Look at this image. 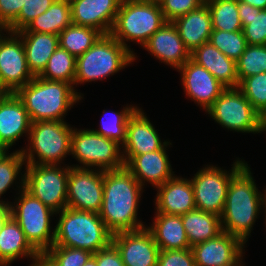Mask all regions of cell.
Instances as JSON below:
<instances>
[{
  "label": "cell",
  "instance_id": "obj_1",
  "mask_svg": "<svg viewBox=\"0 0 266 266\" xmlns=\"http://www.w3.org/2000/svg\"><path fill=\"white\" fill-rule=\"evenodd\" d=\"M143 188L125 166L103 171V200L99 216L112 234L146 227L137 218Z\"/></svg>",
  "mask_w": 266,
  "mask_h": 266
},
{
  "label": "cell",
  "instance_id": "obj_2",
  "mask_svg": "<svg viewBox=\"0 0 266 266\" xmlns=\"http://www.w3.org/2000/svg\"><path fill=\"white\" fill-rule=\"evenodd\" d=\"M261 193L250 167L245 163L230 180L224 210L220 216L222 231L246 244L259 212L264 208V193Z\"/></svg>",
  "mask_w": 266,
  "mask_h": 266
},
{
  "label": "cell",
  "instance_id": "obj_3",
  "mask_svg": "<svg viewBox=\"0 0 266 266\" xmlns=\"http://www.w3.org/2000/svg\"><path fill=\"white\" fill-rule=\"evenodd\" d=\"M16 95L23 102L31 122L64 118L74 104L82 100L81 93L68 82L52 81L35 76ZM65 115V116H64Z\"/></svg>",
  "mask_w": 266,
  "mask_h": 266
},
{
  "label": "cell",
  "instance_id": "obj_4",
  "mask_svg": "<svg viewBox=\"0 0 266 266\" xmlns=\"http://www.w3.org/2000/svg\"><path fill=\"white\" fill-rule=\"evenodd\" d=\"M57 214L59 220L54 226L52 246L83 249L94 254L112 242L113 234L107 229L99 213L66 207L55 215Z\"/></svg>",
  "mask_w": 266,
  "mask_h": 266
},
{
  "label": "cell",
  "instance_id": "obj_5",
  "mask_svg": "<svg viewBox=\"0 0 266 266\" xmlns=\"http://www.w3.org/2000/svg\"><path fill=\"white\" fill-rule=\"evenodd\" d=\"M165 22L158 2L122 0L110 34L136 58L127 42L136 41L143 47Z\"/></svg>",
  "mask_w": 266,
  "mask_h": 266
},
{
  "label": "cell",
  "instance_id": "obj_6",
  "mask_svg": "<svg viewBox=\"0 0 266 266\" xmlns=\"http://www.w3.org/2000/svg\"><path fill=\"white\" fill-rule=\"evenodd\" d=\"M135 61V56L111 34L102 35L84 54L76 57L74 85L102 80Z\"/></svg>",
  "mask_w": 266,
  "mask_h": 266
},
{
  "label": "cell",
  "instance_id": "obj_7",
  "mask_svg": "<svg viewBox=\"0 0 266 266\" xmlns=\"http://www.w3.org/2000/svg\"><path fill=\"white\" fill-rule=\"evenodd\" d=\"M72 131L73 127L66 121L33 122L29 131V146L20 149L25 163L60 166L66 155H70Z\"/></svg>",
  "mask_w": 266,
  "mask_h": 266
},
{
  "label": "cell",
  "instance_id": "obj_8",
  "mask_svg": "<svg viewBox=\"0 0 266 266\" xmlns=\"http://www.w3.org/2000/svg\"><path fill=\"white\" fill-rule=\"evenodd\" d=\"M19 184L18 194H21L15 198L14 204H10V215L19 224L29 243L38 252H46L54 244L55 230H51L50 217L56 212L27 192L24 181Z\"/></svg>",
  "mask_w": 266,
  "mask_h": 266
},
{
  "label": "cell",
  "instance_id": "obj_9",
  "mask_svg": "<svg viewBox=\"0 0 266 266\" xmlns=\"http://www.w3.org/2000/svg\"><path fill=\"white\" fill-rule=\"evenodd\" d=\"M121 145L96 133L92 129L74 128L71 135L70 155L79 165L77 168L99 169L103 171L120 169L125 166ZM83 165V166H82Z\"/></svg>",
  "mask_w": 266,
  "mask_h": 266
},
{
  "label": "cell",
  "instance_id": "obj_10",
  "mask_svg": "<svg viewBox=\"0 0 266 266\" xmlns=\"http://www.w3.org/2000/svg\"><path fill=\"white\" fill-rule=\"evenodd\" d=\"M206 113L230 131L254 134L264 132L262 116L238 88H226Z\"/></svg>",
  "mask_w": 266,
  "mask_h": 266
},
{
  "label": "cell",
  "instance_id": "obj_11",
  "mask_svg": "<svg viewBox=\"0 0 266 266\" xmlns=\"http://www.w3.org/2000/svg\"><path fill=\"white\" fill-rule=\"evenodd\" d=\"M24 189L53 211L67 207L69 166L26 164Z\"/></svg>",
  "mask_w": 266,
  "mask_h": 266
},
{
  "label": "cell",
  "instance_id": "obj_12",
  "mask_svg": "<svg viewBox=\"0 0 266 266\" xmlns=\"http://www.w3.org/2000/svg\"><path fill=\"white\" fill-rule=\"evenodd\" d=\"M244 164L245 161L238 158L233 163L231 172L213 165H207L198 170L190 179L193 185L196 209L221 216L230 180Z\"/></svg>",
  "mask_w": 266,
  "mask_h": 266
},
{
  "label": "cell",
  "instance_id": "obj_13",
  "mask_svg": "<svg viewBox=\"0 0 266 266\" xmlns=\"http://www.w3.org/2000/svg\"><path fill=\"white\" fill-rule=\"evenodd\" d=\"M103 200V170L69 166L67 207L99 213Z\"/></svg>",
  "mask_w": 266,
  "mask_h": 266
},
{
  "label": "cell",
  "instance_id": "obj_14",
  "mask_svg": "<svg viewBox=\"0 0 266 266\" xmlns=\"http://www.w3.org/2000/svg\"><path fill=\"white\" fill-rule=\"evenodd\" d=\"M7 36L0 39V84L9 93H16L35 76L28 68L21 37L9 31Z\"/></svg>",
  "mask_w": 266,
  "mask_h": 266
},
{
  "label": "cell",
  "instance_id": "obj_15",
  "mask_svg": "<svg viewBox=\"0 0 266 266\" xmlns=\"http://www.w3.org/2000/svg\"><path fill=\"white\" fill-rule=\"evenodd\" d=\"M244 243L222 231L219 235L191 247L196 266H240Z\"/></svg>",
  "mask_w": 266,
  "mask_h": 266
},
{
  "label": "cell",
  "instance_id": "obj_16",
  "mask_svg": "<svg viewBox=\"0 0 266 266\" xmlns=\"http://www.w3.org/2000/svg\"><path fill=\"white\" fill-rule=\"evenodd\" d=\"M112 243L125 266H157L160 249L146 227L113 234Z\"/></svg>",
  "mask_w": 266,
  "mask_h": 266
},
{
  "label": "cell",
  "instance_id": "obj_17",
  "mask_svg": "<svg viewBox=\"0 0 266 266\" xmlns=\"http://www.w3.org/2000/svg\"><path fill=\"white\" fill-rule=\"evenodd\" d=\"M185 94L205 112L226 89L209 71L189 59L178 70Z\"/></svg>",
  "mask_w": 266,
  "mask_h": 266
},
{
  "label": "cell",
  "instance_id": "obj_18",
  "mask_svg": "<svg viewBox=\"0 0 266 266\" xmlns=\"http://www.w3.org/2000/svg\"><path fill=\"white\" fill-rule=\"evenodd\" d=\"M168 141L162 142L157 130L141 108H137L127 123L126 141L122 145L123 162L133 156L162 149ZM124 148V149H123Z\"/></svg>",
  "mask_w": 266,
  "mask_h": 266
},
{
  "label": "cell",
  "instance_id": "obj_19",
  "mask_svg": "<svg viewBox=\"0 0 266 266\" xmlns=\"http://www.w3.org/2000/svg\"><path fill=\"white\" fill-rule=\"evenodd\" d=\"M122 0H70L72 22L110 34Z\"/></svg>",
  "mask_w": 266,
  "mask_h": 266
},
{
  "label": "cell",
  "instance_id": "obj_20",
  "mask_svg": "<svg viewBox=\"0 0 266 266\" xmlns=\"http://www.w3.org/2000/svg\"><path fill=\"white\" fill-rule=\"evenodd\" d=\"M151 55L166 65L179 69L191 58V52L180 38L175 24L166 21L143 46Z\"/></svg>",
  "mask_w": 266,
  "mask_h": 266
},
{
  "label": "cell",
  "instance_id": "obj_21",
  "mask_svg": "<svg viewBox=\"0 0 266 266\" xmlns=\"http://www.w3.org/2000/svg\"><path fill=\"white\" fill-rule=\"evenodd\" d=\"M155 213L182 216L196 209L193 185L190 179L173 176L157 187Z\"/></svg>",
  "mask_w": 266,
  "mask_h": 266
},
{
  "label": "cell",
  "instance_id": "obj_22",
  "mask_svg": "<svg viewBox=\"0 0 266 266\" xmlns=\"http://www.w3.org/2000/svg\"><path fill=\"white\" fill-rule=\"evenodd\" d=\"M168 145H172L170 141L162 149L135 155L125 164L142 187L148 182L157 188L175 175L166 152Z\"/></svg>",
  "mask_w": 266,
  "mask_h": 266
},
{
  "label": "cell",
  "instance_id": "obj_23",
  "mask_svg": "<svg viewBox=\"0 0 266 266\" xmlns=\"http://www.w3.org/2000/svg\"><path fill=\"white\" fill-rule=\"evenodd\" d=\"M31 124L21 99L16 93H9L0 103V145L8 151L23 134L29 137Z\"/></svg>",
  "mask_w": 266,
  "mask_h": 266
},
{
  "label": "cell",
  "instance_id": "obj_24",
  "mask_svg": "<svg viewBox=\"0 0 266 266\" xmlns=\"http://www.w3.org/2000/svg\"><path fill=\"white\" fill-rule=\"evenodd\" d=\"M190 59L209 71L226 88H238L236 61L224 55L210 41L195 48Z\"/></svg>",
  "mask_w": 266,
  "mask_h": 266
},
{
  "label": "cell",
  "instance_id": "obj_25",
  "mask_svg": "<svg viewBox=\"0 0 266 266\" xmlns=\"http://www.w3.org/2000/svg\"><path fill=\"white\" fill-rule=\"evenodd\" d=\"M173 23L190 52L210 39L212 32L211 13L206 2L197 9L176 18Z\"/></svg>",
  "mask_w": 266,
  "mask_h": 266
},
{
  "label": "cell",
  "instance_id": "obj_26",
  "mask_svg": "<svg viewBox=\"0 0 266 266\" xmlns=\"http://www.w3.org/2000/svg\"><path fill=\"white\" fill-rule=\"evenodd\" d=\"M38 253L27 240L19 224L10 215L0 230V266H9L22 257L33 259Z\"/></svg>",
  "mask_w": 266,
  "mask_h": 266
},
{
  "label": "cell",
  "instance_id": "obj_27",
  "mask_svg": "<svg viewBox=\"0 0 266 266\" xmlns=\"http://www.w3.org/2000/svg\"><path fill=\"white\" fill-rule=\"evenodd\" d=\"M160 250L191 248L181 216L156 213L151 226L146 225Z\"/></svg>",
  "mask_w": 266,
  "mask_h": 266
},
{
  "label": "cell",
  "instance_id": "obj_28",
  "mask_svg": "<svg viewBox=\"0 0 266 266\" xmlns=\"http://www.w3.org/2000/svg\"><path fill=\"white\" fill-rule=\"evenodd\" d=\"M22 39L29 70L38 76L59 46V35L39 32H16Z\"/></svg>",
  "mask_w": 266,
  "mask_h": 266
},
{
  "label": "cell",
  "instance_id": "obj_29",
  "mask_svg": "<svg viewBox=\"0 0 266 266\" xmlns=\"http://www.w3.org/2000/svg\"><path fill=\"white\" fill-rule=\"evenodd\" d=\"M181 218L191 247L222 232L220 216L214 213L195 209L182 215Z\"/></svg>",
  "mask_w": 266,
  "mask_h": 266
},
{
  "label": "cell",
  "instance_id": "obj_30",
  "mask_svg": "<svg viewBox=\"0 0 266 266\" xmlns=\"http://www.w3.org/2000/svg\"><path fill=\"white\" fill-rule=\"evenodd\" d=\"M70 0H55L50 8L32 20L26 28L18 32H39L59 35L72 25Z\"/></svg>",
  "mask_w": 266,
  "mask_h": 266
},
{
  "label": "cell",
  "instance_id": "obj_31",
  "mask_svg": "<svg viewBox=\"0 0 266 266\" xmlns=\"http://www.w3.org/2000/svg\"><path fill=\"white\" fill-rule=\"evenodd\" d=\"M102 35L92 27L72 24L59 34V46L78 57L91 48Z\"/></svg>",
  "mask_w": 266,
  "mask_h": 266
},
{
  "label": "cell",
  "instance_id": "obj_32",
  "mask_svg": "<svg viewBox=\"0 0 266 266\" xmlns=\"http://www.w3.org/2000/svg\"><path fill=\"white\" fill-rule=\"evenodd\" d=\"M211 13L212 30L240 31L238 0H205Z\"/></svg>",
  "mask_w": 266,
  "mask_h": 266
},
{
  "label": "cell",
  "instance_id": "obj_33",
  "mask_svg": "<svg viewBox=\"0 0 266 266\" xmlns=\"http://www.w3.org/2000/svg\"><path fill=\"white\" fill-rule=\"evenodd\" d=\"M75 73L76 57L58 46L38 76L46 80L68 82L74 86Z\"/></svg>",
  "mask_w": 266,
  "mask_h": 266
},
{
  "label": "cell",
  "instance_id": "obj_34",
  "mask_svg": "<svg viewBox=\"0 0 266 266\" xmlns=\"http://www.w3.org/2000/svg\"><path fill=\"white\" fill-rule=\"evenodd\" d=\"M137 108L138 106L128 105L126 107H123V110H121L120 112L112 111L111 113L104 110L103 113L106 116L107 114L110 115H108L106 118L103 117L101 119V124L98 130H92L100 134L101 136L116 141L122 146L126 141L127 123L129 117L134 113Z\"/></svg>",
  "mask_w": 266,
  "mask_h": 266
},
{
  "label": "cell",
  "instance_id": "obj_35",
  "mask_svg": "<svg viewBox=\"0 0 266 266\" xmlns=\"http://www.w3.org/2000/svg\"><path fill=\"white\" fill-rule=\"evenodd\" d=\"M23 165H26V163L21 150H15L13 153L6 151L0 157V198L14 184V181L16 183L18 176L19 181H24V174L21 173ZM20 174L22 175L21 177ZM0 203L10 206L13 202H6L0 199Z\"/></svg>",
  "mask_w": 266,
  "mask_h": 266
},
{
  "label": "cell",
  "instance_id": "obj_36",
  "mask_svg": "<svg viewBox=\"0 0 266 266\" xmlns=\"http://www.w3.org/2000/svg\"><path fill=\"white\" fill-rule=\"evenodd\" d=\"M236 66L239 83L244 78L266 72V45H247Z\"/></svg>",
  "mask_w": 266,
  "mask_h": 266
},
{
  "label": "cell",
  "instance_id": "obj_37",
  "mask_svg": "<svg viewBox=\"0 0 266 266\" xmlns=\"http://www.w3.org/2000/svg\"><path fill=\"white\" fill-rule=\"evenodd\" d=\"M209 41L224 55L235 61L240 58L248 45L242 30L233 32L212 30Z\"/></svg>",
  "mask_w": 266,
  "mask_h": 266
},
{
  "label": "cell",
  "instance_id": "obj_38",
  "mask_svg": "<svg viewBox=\"0 0 266 266\" xmlns=\"http://www.w3.org/2000/svg\"><path fill=\"white\" fill-rule=\"evenodd\" d=\"M238 89L260 115L266 111V72L244 78Z\"/></svg>",
  "mask_w": 266,
  "mask_h": 266
},
{
  "label": "cell",
  "instance_id": "obj_39",
  "mask_svg": "<svg viewBox=\"0 0 266 266\" xmlns=\"http://www.w3.org/2000/svg\"><path fill=\"white\" fill-rule=\"evenodd\" d=\"M241 23L248 45H266V9L253 7V16Z\"/></svg>",
  "mask_w": 266,
  "mask_h": 266
},
{
  "label": "cell",
  "instance_id": "obj_40",
  "mask_svg": "<svg viewBox=\"0 0 266 266\" xmlns=\"http://www.w3.org/2000/svg\"><path fill=\"white\" fill-rule=\"evenodd\" d=\"M55 0H25L17 18L7 27L9 32H18L50 8Z\"/></svg>",
  "mask_w": 266,
  "mask_h": 266
},
{
  "label": "cell",
  "instance_id": "obj_41",
  "mask_svg": "<svg viewBox=\"0 0 266 266\" xmlns=\"http://www.w3.org/2000/svg\"><path fill=\"white\" fill-rule=\"evenodd\" d=\"M46 253L58 266H83L93 255L87 250L65 246H51Z\"/></svg>",
  "mask_w": 266,
  "mask_h": 266
},
{
  "label": "cell",
  "instance_id": "obj_42",
  "mask_svg": "<svg viewBox=\"0 0 266 266\" xmlns=\"http://www.w3.org/2000/svg\"><path fill=\"white\" fill-rule=\"evenodd\" d=\"M158 3L165 20L173 22L176 18L200 7L205 0H160Z\"/></svg>",
  "mask_w": 266,
  "mask_h": 266
},
{
  "label": "cell",
  "instance_id": "obj_43",
  "mask_svg": "<svg viewBox=\"0 0 266 266\" xmlns=\"http://www.w3.org/2000/svg\"><path fill=\"white\" fill-rule=\"evenodd\" d=\"M157 266H196L191 248L183 250H160Z\"/></svg>",
  "mask_w": 266,
  "mask_h": 266
},
{
  "label": "cell",
  "instance_id": "obj_44",
  "mask_svg": "<svg viewBox=\"0 0 266 266\" xmlns=\"http://www.w3.org/2000/svg\"><path fill=\"white\" fill-rule=\"evenodd\" d=\"M98 266H125L116 246L111 242L107 247L94 253Z\"/></svg>",
  "mask_w": 266,
  "mask_h": 266
},
{
  "label": "cell",
  "instance_id": "obj_45",
  "mask_svg": "<svg viewBox=\"0 0 266 266\" xmlns=\"http://www.w3.org/2000/svg\"><path fill=\"white\" fill-rule=\"evenodd\" d=\"M25 0H0V22L8 27L19 15Z\"/></svg>",
  "mask_w": 266,
  "mask_h": 266
},
{
  "label": "cell",
  "instance_id": "obj_46",
  "mask_svg": "<svg viewBox=\"0 0 266 266\" xmlns=\"http://www.w3.org/2000/svg\"><path fill=\"white\" fill-rule=\"evenodd\" d=\"M32 261L30 266H58L46 252H39Z\"/></svg>",
  "mask_w": 266,
  "mask_h": 266
},
{
  "label": "cell",
  "instance_id": "obj_47",
  "mask_svg": "<svg viewBox=\"0 0 266 266\" xmlns=\"http://www.w3.org/2000/svg\"><path fill=\"white\" fill-rule=\"evenodd\" d=\"M238 14L241 22L250 19L253 16V6L238 1Z\"/></svg>",
  "mask_w": 266,
  "mask_h": 266
},
{
  "label": "cell",
  "instance_id": "obj_48",
  "mask_svg": "<svg viewBox=\"0 0 266 266\" xmlns=\"http://www.w3.org/2000/svg\"><path fill=\"white\" fill-rule=\"evenodd\" d=\"M10 216V206L5 203H0V230L5 220Z\"/></svg>",
  "mask_w": 266,
  "mask_h": 266
},
{
  "label": "cell",
  "instance_id": "obj_49",
  "mask_svg": "<svg viewBox=\"0 0 266 266\" xmlns=\"http://www.w3.org/2000/svg\"><path fill=\"white\" fill-rule=\"evenodd\" d=\"M255 8L266 9V0H238Z\"/></svg>",
  "mask_w": 266,
  "mask_h": 266
},
{
  "label": "cell",
  "instance_id": "obj_50",
  "mask_svg": "<svg viewBox=\"0 0 266 266\" xmlns=\"http://www.w3.org/2000/svg\"><path fill=\"white\" fill-rule=\"evenodd\" d=\"M9 92L0 84V103L6 98Z\"/></svg>",
  "mask_w": 266,
  "mask_h": 266
},
{
  "label": "cell",
  "instance_id": "obj_51",
  "mask_svg": "<svg viewBox=\"0 0 266 266\" xmlns=\"http://www.w3.org/2000/svg\"><path fill=\"white\" fill-rule=\"evenodd\" d=\"M83 266H98L96 258L92 255Z\"/></svg>",
  "mask_w": 266,
  "mask_h": 266
},
{
  "label": "cell",
  "instance_id": "obj_52",
  "mask_svg": "<svg viewBox=\"0 0 266 266\" xmlns=\"http://www.w3.org/2000/svg\"><path fill=\"white\" fill-rule=\"evenodd\" d=\"M2 31L6 32V34L8 32L7 27L2 22H0V39L5 35Z\"/></svg>",
  "mask_w": 266,
  "mask_h": 266
},
{
  "label": "cell",
  "instance_id": "obj_53",
  "mask_svg": "<svg viewBox=\"0 0 266 266\" xmlns=\"http://www.w3.org/2000/svg\"><path fill=\"white\" fill-rule=\"evenodd\" d=\"M261 116L264 122V131H266V113H263Z\"/></svg>",
  "mask_w": 266,
  "mask_h": 266
},
{
  "label": "cell",
  "instance_id": "obj_54",
  "mask_svg": "<svg viewBox=\"0 0 266 266\" xmlns=\"http://www.w3.org/2000/svg\"><path fill=\"white\" fill-rule=\"evenodd\" d=\"M264 208H265V213H266V188H265V190H264ZM265 217H266V215H265ZM265 221H266V218H265ZM265 225H266V222H265Z\"/></svg>",
  "mask_w": 266,
  "mask_h": 266
},
{
  "label": "cell",
  "instance_id": "obj_55",
  "mask_svg": "<svg viewBox=\"0 0 266 266\" xmlns=\"http://www.w3.org/2000/svg\"><path fill=\"white\" fill-rule=\"evenodd\" d=\"M7 150L2 146V145H0V157L2 156V155H4V153L6 152Z\"/></svg>",
  "mask_w": 266,
  "mask_h": 266
},
{
  "label": "cell",
  "instance_id": "obj_56",
  "mask_svg": "<svg viewBox=\"0 0 266 266\" xmlns=\"http://www.w3.org/2000/svg\"><path fill=\"white\" fill-rule=\"evenodd\" d=\"M147 1L159 2L160 0H147Z\"/></svg>",
  "mask_w": 266,
  "mask_h": 266
}]
</instances>
